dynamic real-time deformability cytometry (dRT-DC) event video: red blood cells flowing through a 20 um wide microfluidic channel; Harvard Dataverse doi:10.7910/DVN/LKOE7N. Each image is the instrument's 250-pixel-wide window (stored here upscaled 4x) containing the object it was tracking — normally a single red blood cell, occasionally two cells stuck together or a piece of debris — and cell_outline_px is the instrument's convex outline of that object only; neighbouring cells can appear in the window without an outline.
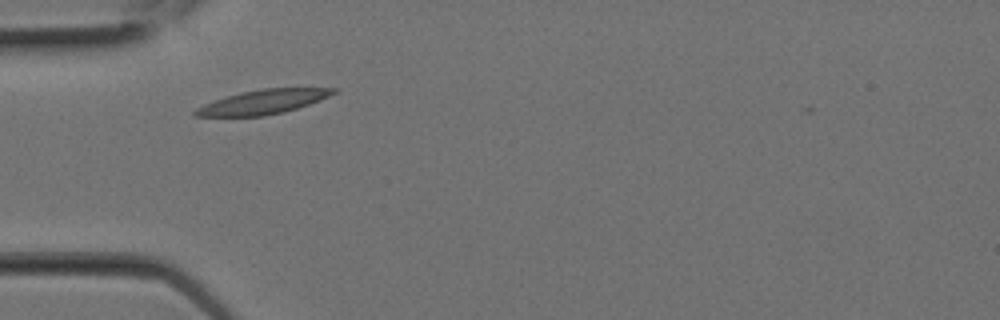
{"species": "Egyptian fruit bat (a non-hibernating species)", "species_latin": "Rousettus aegyptiacus", "temperature_condition": "room temperature", "stored_images_in_passage": 1, "camera_frame_rate_fps": 3000, "um_per_image_px": 0.085, "animal": {"sex": "female"}, "frame": {"image": 1, "passage_image": 1, "time_ms": 0.0, "image_size_px": [1000, 320], "cell_outline_px": [[340, 88], [336, 92], [328, 96], [308, 104], [296, 108], [264, 116], [192, 116], [192, 112], [196, 108], [204, 104], [240, 92], [264, 88]], "centroid_in_image_um": [22.32, 8.66], "position_along_channel_um": 62.7, "area_um2": 19.19}}